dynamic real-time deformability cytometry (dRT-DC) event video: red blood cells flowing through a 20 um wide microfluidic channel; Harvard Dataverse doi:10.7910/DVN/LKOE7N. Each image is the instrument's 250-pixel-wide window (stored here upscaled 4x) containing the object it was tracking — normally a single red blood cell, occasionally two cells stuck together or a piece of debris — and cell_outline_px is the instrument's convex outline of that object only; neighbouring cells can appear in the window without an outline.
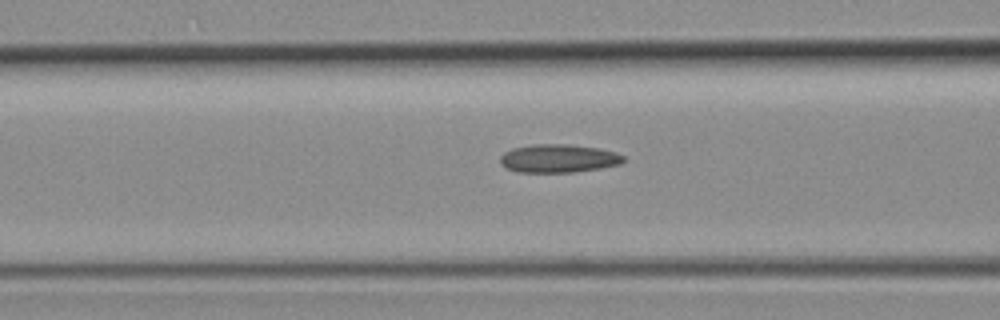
{"species": "common noctule bat (a hibernating species)", "species_latin": "Nyctalus noctula", "temperature_condition": "room temperature", "stored_images_in_passage": 23, "camera_frame_rate_fps": 3000, "um_per_image_px": 0.085, "animal": {"sex": "female", "body_mass_g": 19.3, "forearm_length_mm": 54.1}, "frame": {"image": 1, "passage_image": 6, "time_ms": 1.667, "image_size_px": [1000, 320], "cell_outline_px": [[628, 160], [620, 164], [600, 168], [572, 172], [516, 172], [500, 164], [500, 156], [504, 152], [512, 148], [532, 144], [568, 144], [600, 148], [616, 152], [624, 156]], "centroid_in_image_um": [47.49, 13.46], "position_along_channel_um": 119.1, "area_um2": 20.52}}
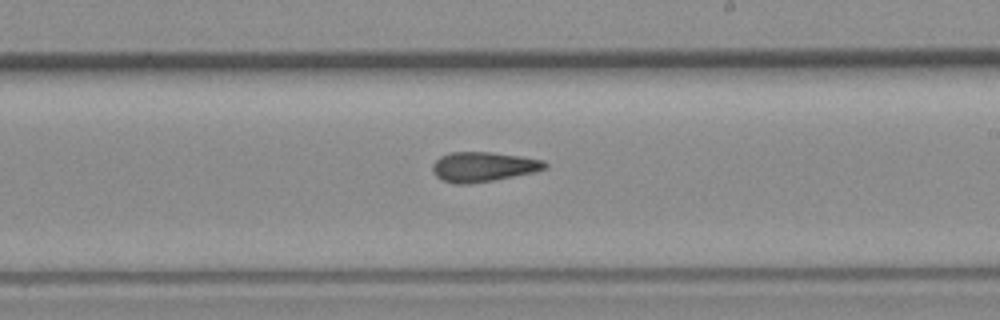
{"frame": {"image": 2, "passage_image": 14, "time_ms": 4.333, "image_size_px": [1000, 320], "cell_outline_px": [[548, 168], [536, 172], [492, 180], [468, 184], [456, 184], [444, 180], [436, 176], [432, 172], [432, 164], [440, 156], [452, 152], [492, 152], [520, 156], [544, 160], [548, 164]], "centroid_in_image_um": [41.1, 14.17], "position_along_channel_um": 247.9, "area_um2": 19.54}}
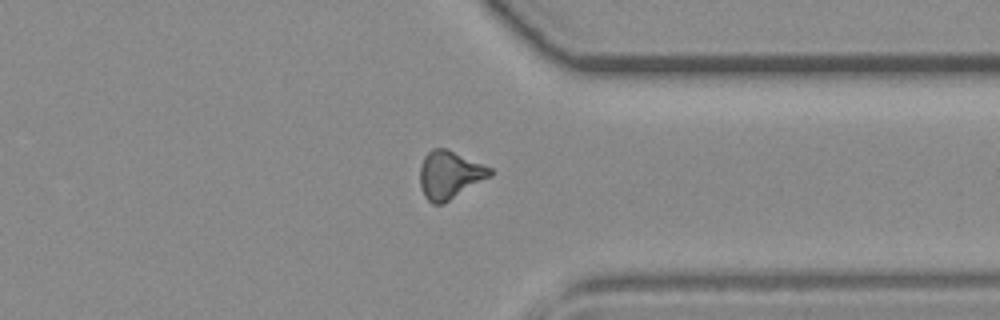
{"frame": {"image": 3, "passage_image": 22, "time_ms": 7.0, "image_size_px": [1000, 320], "cell_outline_px": [[492, 176], [444, 204], [432, 204], [424, 196], [420, 184], [420, 164], [424, 156], [432, 148], [448, 148], [492, 168]], "centroid_in_image_um": [38.22, 14.86], "position_along_channel_um": 373.2, "area_um2": 19.88}}